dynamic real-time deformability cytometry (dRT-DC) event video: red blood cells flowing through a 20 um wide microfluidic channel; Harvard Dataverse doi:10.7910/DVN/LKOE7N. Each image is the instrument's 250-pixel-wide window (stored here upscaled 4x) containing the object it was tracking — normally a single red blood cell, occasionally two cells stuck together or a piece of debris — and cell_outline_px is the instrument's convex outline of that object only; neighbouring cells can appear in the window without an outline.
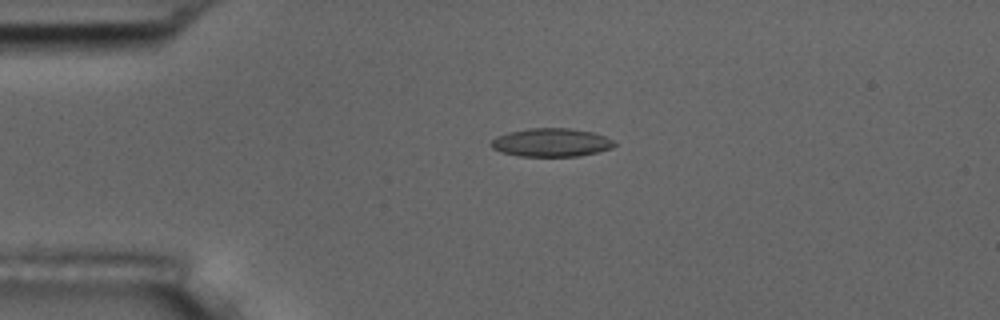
{"species": "common noctule bat (a hibernating species)", "species_latin": "Nyctalus noctula", "temperature_condition": "room temperature", "stored_images_in_passage": 55, "camera_frame_rate_fps": 3000, "um_per_image_px": 0.085, "animal": {"sex": "male", "body_mass_g": 17.5, "forearm_length_mm": 52.3}, "frame": {"image": 1, "passage_image": 13, "time_ms": 4.0, "image_size_px": [1000, 320], "cell_outline_px": [[616, 144], [612, 148], [596, 152], [576, 156], [520, 156], [500, 152], [492, 148], [488, 144], [496, 136], [508, 132], [528, 128], [572, 128], [592, 132], [604, 136], [612, 140]], "centroid_in_image_um": [46.81, 12.1], "position_along_channel_um": 38.2, "area_um2": 20.4}}
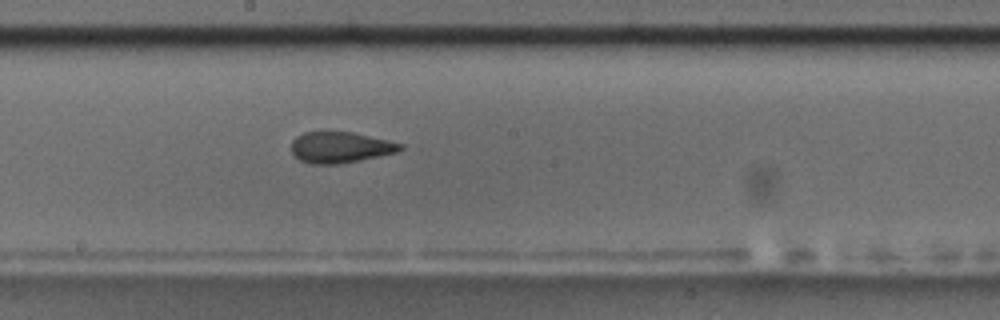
{"frame": {"image": 2, "passage_image": 30, "time_ms": 9.667, "image_size_px": [1000, 320], "cell_outline_px": [[404, 148], [396, 152], [360, 160], [336, 164], [308, 164], [300, 160], [292, 152], [292, 140], [296, 136], [304, 132], [352, 132], [388, 140], [404, 144]], "centroid_in_image_um": [28.92, 12.52], "position_along_channel_um": 219.3, "area_um2": 19.59}}
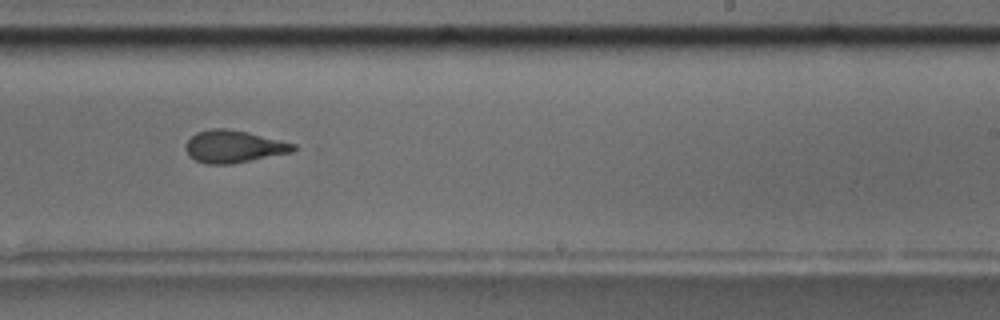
{"frame": {"image": 3, "passage_image": 34, "time_ms": 11.0, "image_size_px": [1000, 320], "cell_outline_px": [[300, 148], [292, 152], [232, 164], [204, 164], [188, 156], [184, 148], [184, 144], [196, 132], [212, 128], [224, 128], [244, 132], [280, 140], [296, 144]], "centroid_in_image_um": [19.84, 12.47], "position_along_channel_um": 269.2, "area_um2": 20.35}, "authors_computed_cell_mechanics": {"area_um2": 20.2878, "velocity_mm_per_s": 3.7431, "shape_relaxation_time_tau1_ms": 5.5934, "shape_relaxation_time_tau2_ms": 1.733, "deformation_change_tau1": 0.1493, "deformation_change_tau2": 0.0664}}